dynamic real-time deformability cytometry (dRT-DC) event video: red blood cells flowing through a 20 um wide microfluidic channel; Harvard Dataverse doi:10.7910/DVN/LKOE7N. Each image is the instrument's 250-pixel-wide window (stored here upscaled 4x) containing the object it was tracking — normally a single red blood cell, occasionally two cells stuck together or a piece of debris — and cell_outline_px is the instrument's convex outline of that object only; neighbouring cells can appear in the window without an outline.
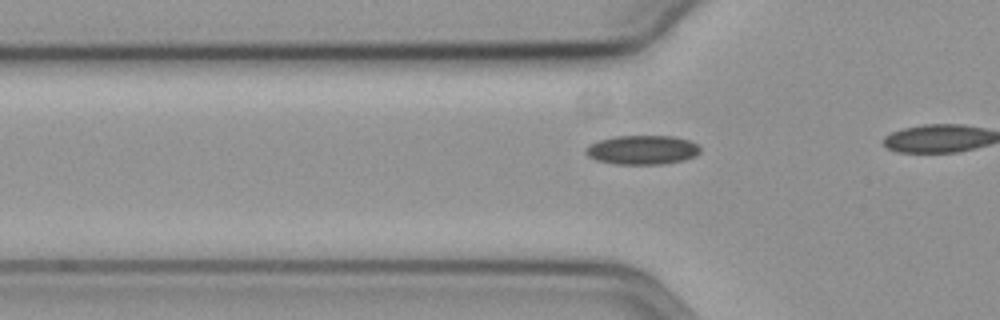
{"species": "common noctule bat (a hibernating species)", "species_latin": "Nyctalus noctula", "temperature_condition": "cold", "stored_images_in_passage": 8, "camera_frame_rate_fps": 3000, "um_per_image_px": 0.085, "animal": {"sex": "female", "body_mass_g": 19.3, "forearm_length_mm": 54.1}, "frame": {"image": 1, "passage_image": 5, "time_ms": 1.333, "image_size_px": [1000, 320], "cell_outline_px": [[700, 152], [696, 156], [684, 160], [664, 164], [616, 164], [596, 160], [588, 156], [584, 152], [584, 148], [588, 144], [596, 140], [616, 136], [672, 136], [688, 140], [696, 144], [700, 148]], "centroid_in_image_um": [54.55, 12.74], "position_along_channel_um": 71.3, "area_um2": 19.65}}